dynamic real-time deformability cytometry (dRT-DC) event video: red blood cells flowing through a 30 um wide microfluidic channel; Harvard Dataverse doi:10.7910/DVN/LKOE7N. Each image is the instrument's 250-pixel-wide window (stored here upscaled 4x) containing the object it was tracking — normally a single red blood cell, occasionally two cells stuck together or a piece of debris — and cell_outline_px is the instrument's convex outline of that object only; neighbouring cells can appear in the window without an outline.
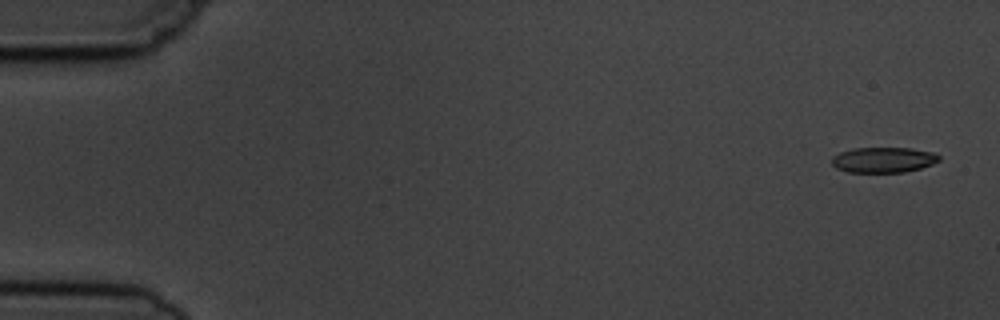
{"species": "common noctule bat (a hibernating species)", "species_latin": "Nyctalus noctula", "temperature_condition": "cold", "stored_images_in_passage": 5, "camera_frame_rate_fps": 3000, "um_per_image_px": 0.085, "animal": {"sex": "male", "body_mass_g": 19.5, "forearm_length_mm": 54.6}, "frame": {"image": 1, "passage_image": 1, "time_ms": 0.0, "image_size_px": [1000, 320], "cell_outline_px": [[940, 160], [932, 164], [920, 168], [904, 172], [848, 172], [836, 168], [832, 164], [832, 156], [840, 152], [852, 148], [912, 148], [932, 152], [940, 156]], "centroid_in_image_um": [75.08, 13.58], "position_along_channel_um": 9.9, "area_um2": 15.9}}
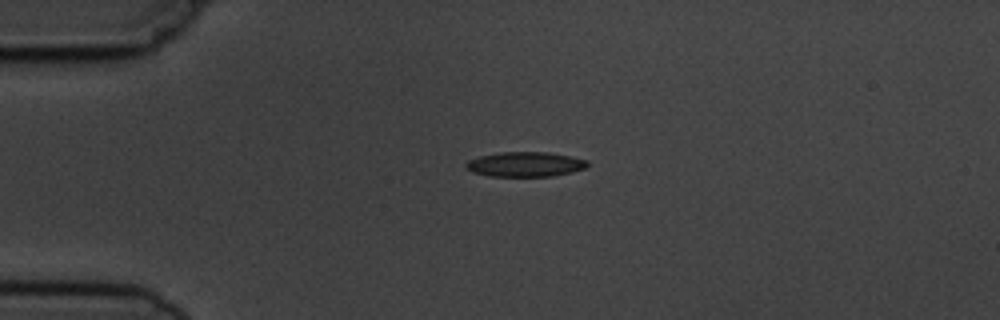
{"frame": {"image": 2, "passage_image": 4, "time_ms": 3.667, "image_size_px": [1000, 320], "cell_outline_px": [[588, 164], [584, 168], [572, 172], [552, 176], [488, 176], [472, 172], [464, 168], [464, 164], [468, 160], [480, 156], [500, 152], [548, 152], [572, 156], [588, 160]], "centroid_in_image_um": [44.62, 13.96], "position_along_channel_um": 40.4, "area_um2": 17.69}}